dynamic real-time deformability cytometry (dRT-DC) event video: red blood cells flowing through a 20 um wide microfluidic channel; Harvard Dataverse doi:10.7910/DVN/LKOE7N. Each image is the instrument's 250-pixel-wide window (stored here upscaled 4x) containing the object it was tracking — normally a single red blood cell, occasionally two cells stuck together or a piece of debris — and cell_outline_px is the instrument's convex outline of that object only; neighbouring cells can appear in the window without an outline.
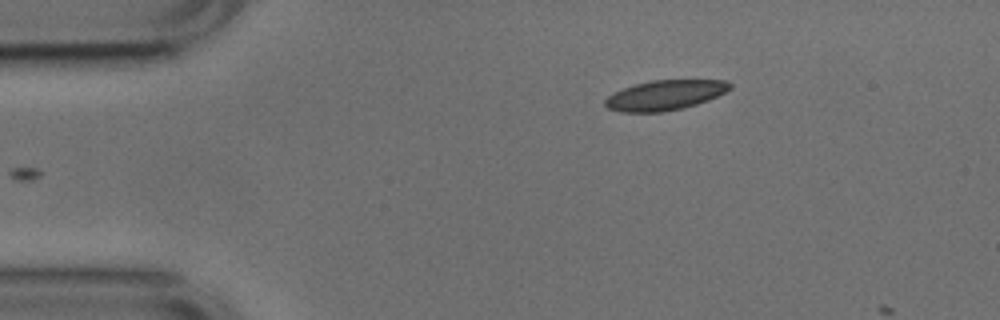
{"species": "common noctule bat (a hibernating species)", "species_latin": "Nyctalus noctula", "temperature_condition": "cold", "stored_images_in_passage": 3, "camera_frame_rate_fps": 3000, "um_per_image_px": 0.085, "animal": {"sex": "male", "body_mass_g": 17.9, "forearm_length_mm": 54.2}, "frame": {"image": 1, "passage_image": 1, "time_ms": 0.0, "image_size_px": [1000, 320], "cell_outline_px": [[732, 88], [708, 100], [684, 108], [660, 112], [620, 112], [608, 108], [604, 104], [604, 100], [612, 92], [636, 84], [652, 80], [724, 80], [732, 84]], "centroid_in_image_um": [56.5, 8.09], "position_along_channel_um": 28.5, "area_um2": 21.73}}